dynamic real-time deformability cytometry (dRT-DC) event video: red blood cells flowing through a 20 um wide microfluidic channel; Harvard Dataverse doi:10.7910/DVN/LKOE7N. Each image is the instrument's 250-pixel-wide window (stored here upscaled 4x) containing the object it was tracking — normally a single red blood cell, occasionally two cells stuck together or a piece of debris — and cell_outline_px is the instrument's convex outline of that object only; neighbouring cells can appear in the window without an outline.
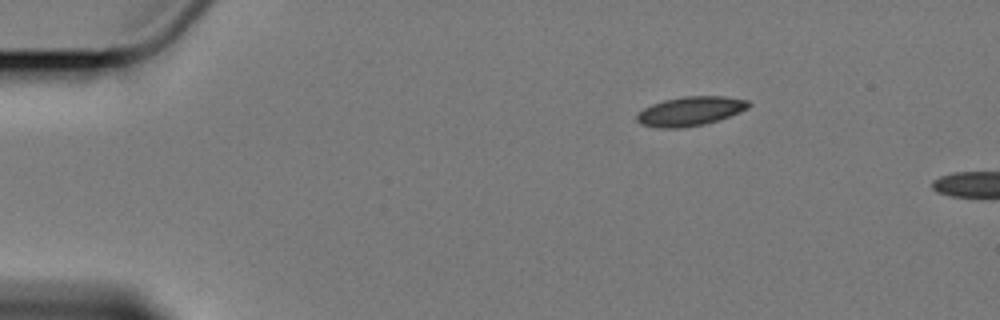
{"species": "Egyptian fruit bat (a non-hibernating species)", "species_latin": "Rousettus aegyptiacus", "temperature_condition": "cold", "stored_images_in_passage": 2, "camera_frame_rate_fps": 3000, "um_per_image_px": 0.085, "animal": {"sex": "female"}, "frame": {"image": 1, "passage_image": 1, "time_ms": 0.0, "image_size_px": [1000, 320], "cell_outline_px": [[752, 104], [748, 108], [740, 112], [704, 124], [680, 128], [660, 128], [640, 124], [636, 120], [636, 112], [652, 104], [664, 100], [684, 96], [724, 96], [748, 100]], "centroid_in_image_um": [58.65, 9.44], "position_along_channel_um": 26.4, "area_um2": 19.02}}